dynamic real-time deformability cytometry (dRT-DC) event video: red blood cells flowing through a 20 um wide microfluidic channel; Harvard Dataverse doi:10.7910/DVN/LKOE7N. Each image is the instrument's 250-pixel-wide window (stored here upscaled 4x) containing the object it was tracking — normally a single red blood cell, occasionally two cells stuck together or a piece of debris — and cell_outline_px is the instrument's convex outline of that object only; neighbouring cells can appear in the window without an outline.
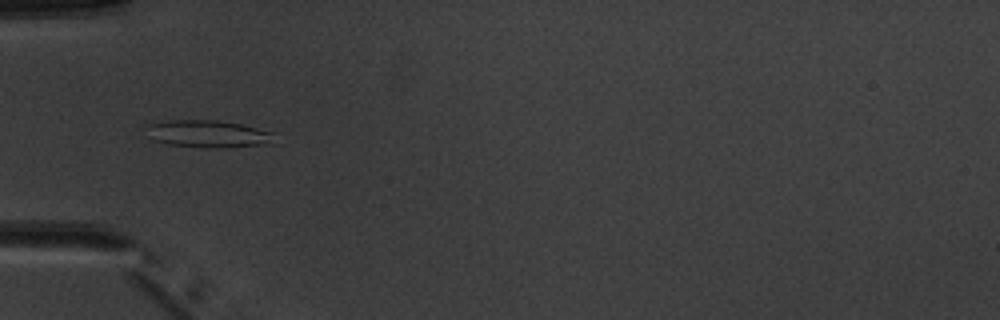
{"species": "common noctule bat (a hibernating species)", "species_latin": "Nyctalus noctula", "temperature_condition": "warm", "stored_images_in_passage": 5, "camera_frame_rate_fps": 3000, "um_per_image_px": 0.085, "animal": {"sex": "male", "body_mass_g": 20.1, "forearm_length_mm": 53.5}, "frame": {"image": 1, "passage_image": 4, "time_ms": 3.333, "image_size_px": [1000, 320], "cell_outline_px": [[276, 144], [224, 148], [208, 148], [168, 144], [152, 140], [148, 136], [148, 124], [168, 120], [216, 120], [240, 124], [276, 132]], "centroid_in_image_um": [17.8, 11.39], "position_along_channel_um": 67.2, "area_um2": 20.87}}